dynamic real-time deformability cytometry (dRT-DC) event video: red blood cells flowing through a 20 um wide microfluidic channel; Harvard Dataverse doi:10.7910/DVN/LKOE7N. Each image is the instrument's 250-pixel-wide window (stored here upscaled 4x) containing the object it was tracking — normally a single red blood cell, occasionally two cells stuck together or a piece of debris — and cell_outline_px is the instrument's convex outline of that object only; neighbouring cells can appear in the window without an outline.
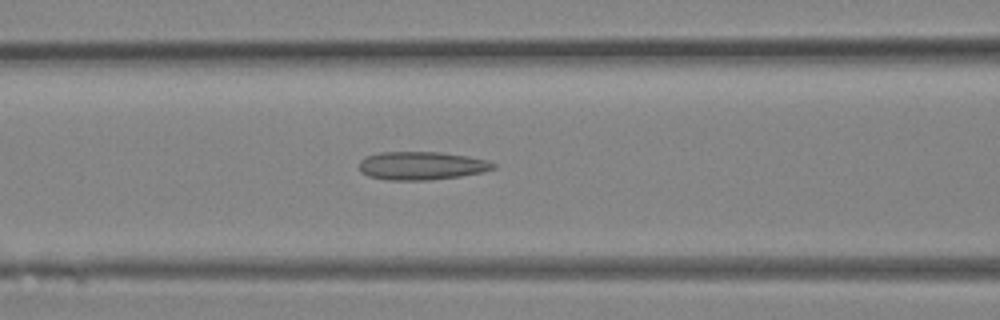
{"species": "Egyptian fruit bat (a non-hibernating species)", "species_latin": "Rousettus aegyptiacus", "temperature_condition": "room temperature", "stored_images_in_passage": 27, "camera_frame_rate_fps": 3000, "um_per_image_px": 0.085, "animal": {"sex": "female"}, "frame": {"image": 1, "passage_image": 7, "time_ms": 2.0, "image_size_px": [1000, 320], "cell_outline_px": [[496, 168], [484, 172], [460, 176], [432, 180], [388, 180], [368, 176], [360, 172], [360, 160], [364, 156], [380, 152], [440, 152], [468, 156], [488, 160], [496, 164]], "centroid_in_image_um": [35.84, 14.08], "position_along_channel_um": 130.8, "area_um2": 22.31}}
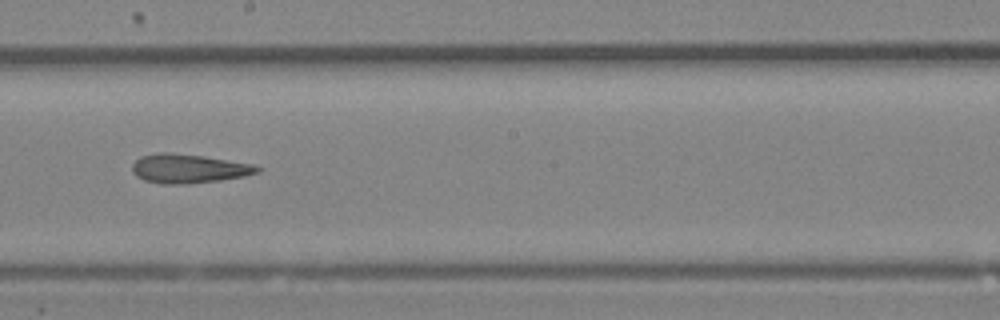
{"frame": {"image": 2, "passage_image": 12, "time_ms": 3.667, "image_size_px": [1000, 320], "cell_outline_px": [[264, 168], [260, 172], [244, 176], [220, 180], [188, 184], [164, 184], [144, 180], [136, 176], [132, 172], [132, 164], [140, 156], [156, 152], [172, 152], [204, 156], [252, 164]], "centroid_in_image_um": [16.02, 14.32], "position_along_channel_um": 232.2, "area_um2": 21.39}}
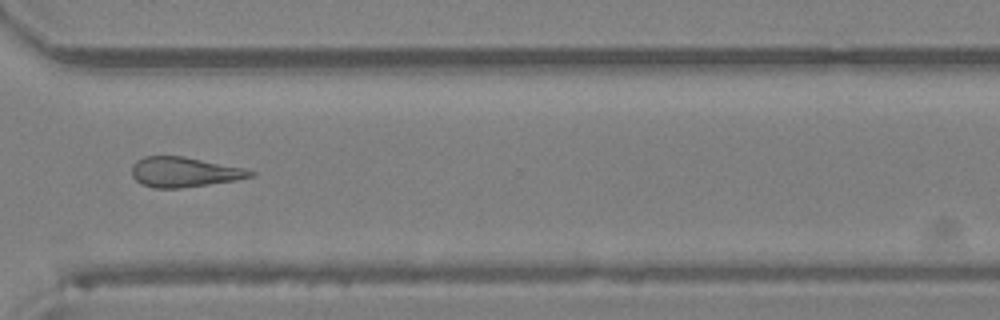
{"frame": {"image": 3, "passage_image": 18, "time_ms": 5.667, "image_size_px": [1000, 320], "cell_outline_px": [[256, 172], [252, 176], [236, 180], [180, 188], [152, 188], [140, 184], [132, 176], [132, 164], [136, 160], [144, 156], [184, 156], [244, 168]], "centroid_in_image_um": [15.61, 14.62], "position_along_channel_um": 355.0, "area_um2": 20.75}}